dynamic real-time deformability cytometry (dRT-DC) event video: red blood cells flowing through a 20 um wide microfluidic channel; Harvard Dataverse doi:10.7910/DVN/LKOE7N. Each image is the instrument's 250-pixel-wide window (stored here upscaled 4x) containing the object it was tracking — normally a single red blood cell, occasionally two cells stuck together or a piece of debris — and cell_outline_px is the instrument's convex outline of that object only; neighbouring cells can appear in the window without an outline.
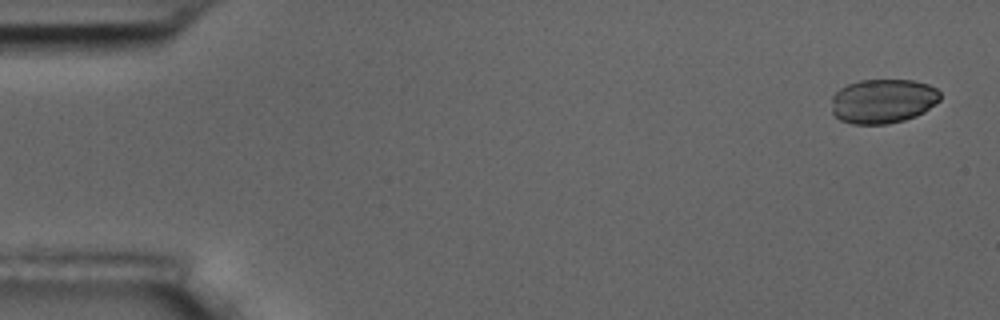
{"species": "common noctule bat (a hibernating species)", "species_latin": "Nyctalus noctula", "temperature_condition": "room temperature", "stored_images_in_passage": 5, "camera_frame_rate_fps": 3000, "um_per_image_px": 0.085, "animal": {"sex": "male", "body_mass_g": 17.5, "forearm_length_mm": 52.3}, "frame": {"image": 1, "passage_image": 1, "time_ms": 0.0, "image_size_px": [1000, 320], "cell_outline_px": [[940, 100], [936, 104], [924, 112], [916, 116], [904, 120], [888, 124], [852, 124], [840, 120], [832, 112], [832, 96], [840, 88], [848, 84], [860, 80], [912, 80], [928, 84], [936, 88], [940, 92]], "centroid_in_image_um": [75.06, 8.59], "position_along_channel_um": 9.9, "area_um2": 28.26}}
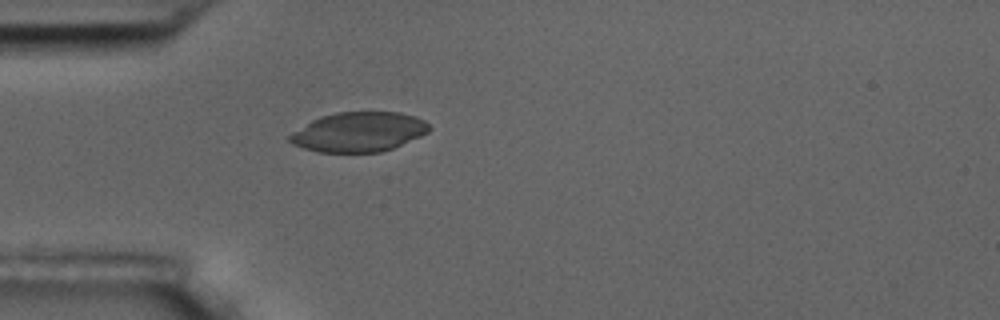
{"frame": {"image": 2, "passage_image": 5, "time_ms": 4.667, "image_size_px": [1000, 320], "cell_outline_px": [[432, 128], [428, 132], [420, 136], [392, 148], [380, 152], [316, 152], [292, 144], [288, 140], [288, 136], [292, 132], [312, 120], [320, 116], [336, 112], [400, 112], [416, 116], [424, 120]], "centroid_in_image_um": [30.48, 11.21], "position_along_channel_um": 54.5, "area_um2": 32.25}}